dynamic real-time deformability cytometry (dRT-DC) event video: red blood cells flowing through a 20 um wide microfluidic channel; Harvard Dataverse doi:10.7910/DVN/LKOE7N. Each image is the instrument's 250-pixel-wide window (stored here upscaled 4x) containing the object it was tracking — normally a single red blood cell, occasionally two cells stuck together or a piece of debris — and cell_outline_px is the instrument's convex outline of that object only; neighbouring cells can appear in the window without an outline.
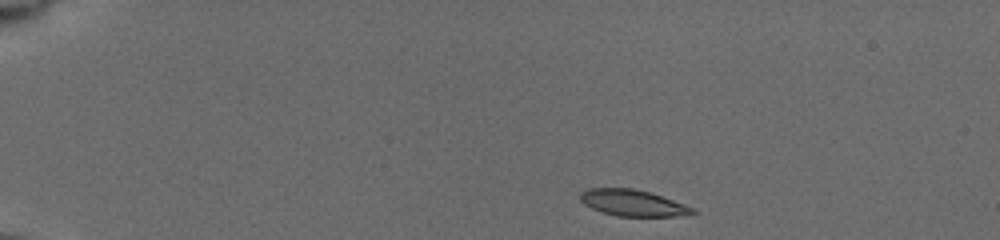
{"species": "common noctule bat (a hibernating species)", "species_latin": "Nyctalus noctula", "temperature_condition": "cold", "stored_images_in_passage": 17, "camera_frame_rate_fps": 3000, "um_per_image_px": 0.085, "animal": {"sex": "female", "body_mass_g": 19.5, "forearm_length_mm": 54.1}, "frame": {"image": 1, "passage_image": 1, "time_ms": 0.0, "image_size_px": [1000, 240], "cell_outline_px": [[700, 212], [676, 216], [616, 216], [600, 212], [584, 204], [580, 200], [580, 192], [588, 188], [632, 188], [648, 192], [696, 208]], "centroid_in_image_um": [53.77, 17.25], "position_along_channel_um": 31.2, "area_um2": 17.22}}
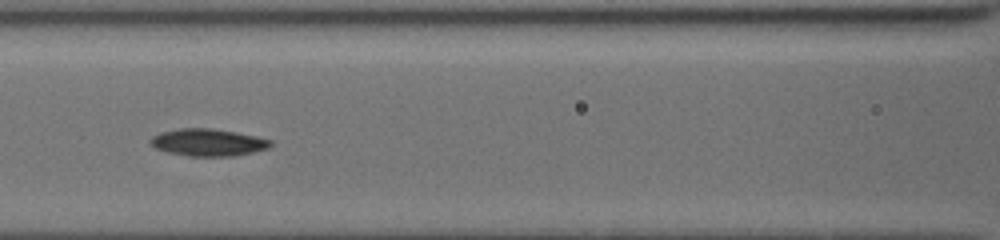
{"frame": {"image": 2, "passage_image": 15, "time_ms": 5.333, "image_size_px": [1000, 240], "cell_outline_px": [[272, 144], [268, 148], [252, 152], [232, 156], [188, 156], [168, 152], [156, 148], [148, 140], [152, 136], [160, 132], [180, 128], [212, 128], [236, 132], [256, 136], [272, 140]], "centroid_in_image_um": [17.67, 12.1], "position_along_channel_um": 148.9, "area_um2": 19.02}}
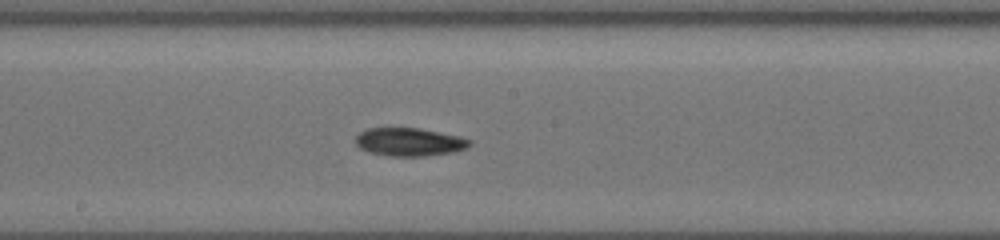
{"frame": {"image": 3, "passage_image": 17, "time_ms": 7.0, "image_size_px": [1000, 240], "cell_outline_px": [[472, 144], [468, 148], [452, 152], [424, 156], [388, 156], [368, 152], [360, 148], [356, 144], [356, 136], [360, 132], [368, 128], [420, 128], [460, 136], [472, 140]], "centroid_in_image_um": [34.82, 12.07], "position_along_channel_um": 213.4, "area_um2": 18.84}}